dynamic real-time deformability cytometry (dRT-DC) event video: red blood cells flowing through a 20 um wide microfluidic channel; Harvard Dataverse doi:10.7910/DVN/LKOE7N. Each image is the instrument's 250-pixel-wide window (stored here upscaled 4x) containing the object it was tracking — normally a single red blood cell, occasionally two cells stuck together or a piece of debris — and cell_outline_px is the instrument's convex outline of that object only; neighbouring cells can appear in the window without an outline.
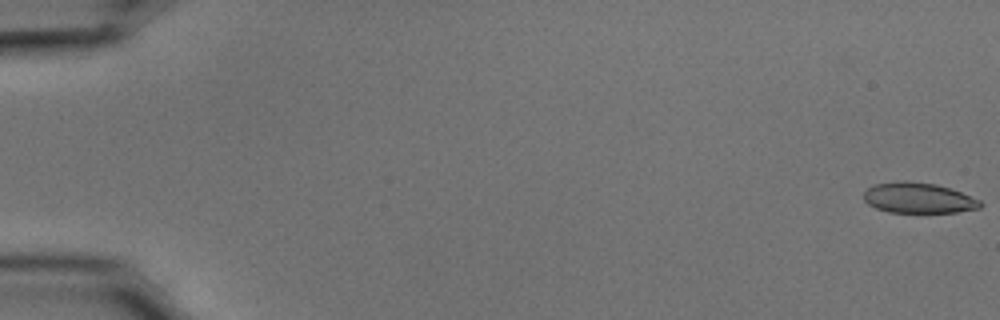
{"species": "common noctule bat (a hibernating species)", "species_latin": "Nyctalus noctula", "temperature_condition": "cold", "stored_images_in_passage": 55, "camera_frame_rate_fps": 3000, "um_per_image_px": 0.085, "animal": {"sex": "male", "body_mass_g": 15.6}, "frame": {"image": 1, "passage_image": 1, "time_ms": 0.0, "image_size_px": [1000, 320], "cell_outline_px": [[984, 204], [980, 208], [956, 212], [888, 212], [876, 208], [868, 204], [864, 200], [864, 192], [868, 188], [876, 184], [904, 180], [936, 184], [960, 192], [980, 200]], "centroid_in_image_um": [78.06, 16.83], "position_along_channel_um": 6.9, "area_um2": 20.58}}
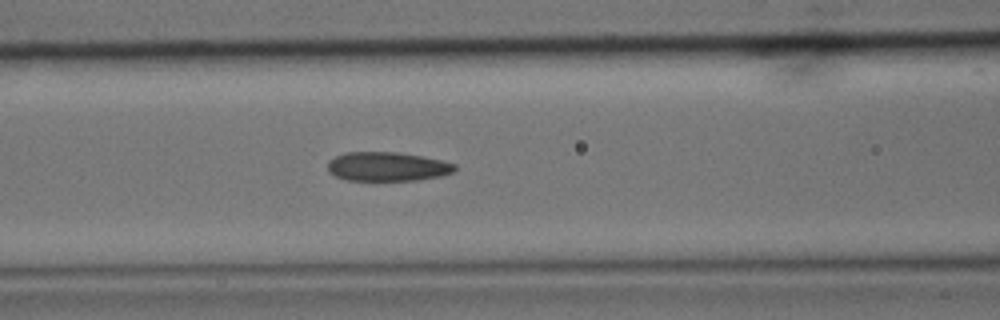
{"frame": {"image": 2, "passage_image": 24, "time_ms": 7.667, "image_size_px": [1000, 320], "cell_outline_px": [[456, 168], [452, 172], [440, 176], [416, 180], [348, 180], [336, 176], [328, 172], [328, 160], [344, 152], [396, 152], [420, 156], [440, 160], [456, 164]], "centroid_in_image_um": [32.89, 14.15], "position_along_channel_um": 133.7, "area_um2": 21.39}}
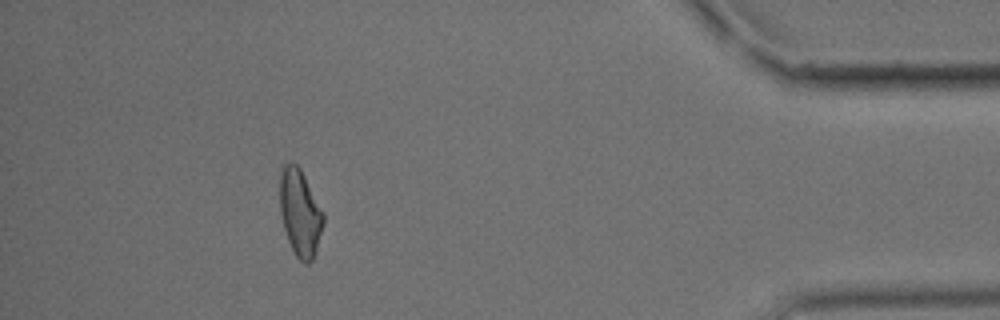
{"frame": {"image": 3, "passage_image": 50, "time_ms": 16.333, "image_size_px": [1000, 320], "cell_outline_px": [[324, 224], [316, 252], [312, 260], [308, 264], [304, 264], [296, 256], [288, 240], [284, 228], [280, 212], [280, 168], [284, 164], [296, 164], [300, 168], [324, 212]], "centroid_in_image_um": [25.52, 18.1], "position_along_channel_um": 409.7, "area_um2": 22.08}, "authors_computed_cell_mechanics": {"area_um2": 22.0218, "velocity_mm_per_s": 3.7294, "shape_relaxation_time_tau1_ms": 7.021, "shape_relaxation_time_tau2_ms": 2.1444, "deformation_change_tau1": 0.1627, "deformation_change_tau2": 0.0886}}